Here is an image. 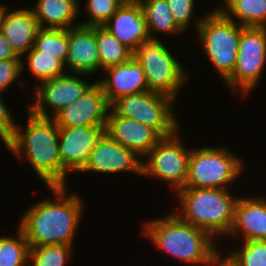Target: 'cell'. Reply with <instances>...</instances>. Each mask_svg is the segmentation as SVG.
Wrapping results in <instances>:
<instances>
[{
    "label": "cell",
    "mask_w": 266,
    "mask_h": 266,
    "mask_svg": "<svg viewBox=\"0 0 266 266\" xmlns=\"http://www.w3.org/2000/svg\"><path fill=\"white\" fill-rule=\"evenodd\" d=\"M194 0H167V5L175 23L183 30L187 31L192 14H194Z\"/></svg>",
    "instance_id": "32"
},
{
    "label": "cell",
    "mask_w": 266,
    "mask_h": 266,
    "mask_svg": "<svg viewBox=\"0 0 266 266\" xmlns=\"http://www.w3.org/2000/svg\"><path fill=\"white\" fill-rule=\"evenodd\" d=\"M219 255L209 266H233L230 261L225 257L224 259Z\"/></svg>",
    "instance_id": "35"
},
{
    "label": "cell",
    "mask_w": 266,
    "mask_h": 266,
    "mask_svg": "<svg viewBox=\"0 0 266 266\" xmlns=\"http://www.w3.org/2000/svg\"><path fill=\"white\" fill-rule=\"evenodd\" d=\"M27 53V66L38 83L66 74L64 70L65 64L60 59L43 55V52L37 51L34 47Z\"/></svg>",
    "instance_id": "26"
},
{
    "label": "cell",
    "mask_w": 266,
    "mask_h": 266,
    "mask_svg": "<svg viewBox=\"0 0 266 266\" xmlns=\"http://www.w3.org/2000/svg\"><path fill=\"white\" fill-rule=\"evenodd\" d=\"M43 55L54 56L66 63L68 55V29L39 28L34 46Z\"/></svg>",
    "instance_id": "25"
},
{
    "label": "cell",
    "mask_w": 266,
    "mask_h": 266,
    "mask_svg": "<svg viewBox=\"0 0 266 266\" xmlns=\"http://www.w3.org/2000/svg\"><path fill=\"white\" fill-rule=\"evenodd\" d=\"M25 130L16 124L8 138L7 149L26 157L35 173L47 187L66 186L58 145V126L53 118L40 117L28 111Z\"/></svg>",
    "instance_id": "2"
},
{
    "label": "cell",
    "mask_w": 266,
    "mask_h": 266,
    "mask_svg": "<svg viewBox=\"0 0 266 266\" xmlns=\"http://www.w3.org/2000/svg\"><path fill=\"white\" fill-rule=\"evenodd\" d=\"M22 266H33L32 264H31V262L29 263V260L24 264V265H22Z\"/></svg>",
    "instance_id": "39"
},
{
    "label": "cell",
    "mask_w": 266,
    "mask_h": 266,
    "mask_svg": "<svg viewBox=\"0 0 266 266\" xmlns=\"http://www.w3.org/2000/svg\"><path fill=\"white\" fill-rule=\"evenodd\" d=\"M11 115L10 110L6 107L2 97H0V131L7 139L12 135L16 127V122L13 120Z\"/></svg>",
    "instance_id": "33"
},
{
    "label": "cell",
    "mask_w": 266,
    "mask_h": 266,
    "mask_svg": "<svg viewBox=\"0 0 266 266\" xmlns=\"http://www.w3.org/2000/svg\"><path fill=\"white\" fill-rule=\"evenodd\" d=\"M224 1H225V6L227 7L234 0H224Z\"/></svg>",
    "instance_id": "38"
},
{
    "label": "cell",
    "mask_w": 266,
    "mask_h": 266,
    "mask_svg": "<svg viewBox=\"0 0 266 266\" xmlns=\"http://www.w3.org/2000/svg\"><path fill=\"white\" fill-rule=\"evenodd\" d=\"M125 0H88L85 4L89 14L87 21L79 23L83 26H103Z\"/></svg>",
    "instance_id": "30"
},
{
    "label": "cell",
    "mask_w": 266,
    "mask_h": 266,
    "mask_svg": "<svg viewBox=\"0 0 266 266\" xmlns=\"http://www.w3.org/2000/svg\"><path fill=\"white\" fill-rule=\"evenodd\" d=\"M266 63V27H244L239 38L238 56L232 75L225 81L234 92L253 91Z\"/></svg>",
    "instance_id": "10"
},
{
    "label": "cell",
    "mask_w": 266,
    "mask_h": 266,
    "mask_svg": "<svg viewBox=\"0 0 266 266\" xmlns=\"http://www.w3.org/2000/svg\"><path fill=\"white\" fill-rule=\"evenodd\" d=\"M38 22L32 9H19L7 12L2 26V33L18 57H22L33 46Z\"/></svg>",
    "instance_id": "20"
},
{
    "label": "cell",
    "mask_w": 266,
    "mask_h": 266,
    "mask_svg": "<svg viewBox=\"0 0 266 266\" xmlns=\"http://www.w3.org/2000/svg\"><path fill=\"white\" fill-rule=\"evenodd\" d=\"M105 132L118 143L132 149L140 157L145 155L163 137L153 128L128 117L117 115L111 108Z\"/></svg>",
    "instance_id": "15"
},
{
    "label": "cell",
    "mask_w": 266,
    "mask_h": 266,
    "mask_svg": "<svg viewBox=\"0 0 266 266\" xmlns=\"http://www.w3.org/2000/svg\"><path fill=\"white\" fill-rule=\"evenodd\" d=\"M18 239L0 237V266H22L29 260V245L24 232L18 227Z\"/></svg>",
    "instance_id": "27"
},
{
    "label": "cell",
    "mask_w": 266,
    "mask_h": 266,
    "mask_svg": "<svg viewBox=\"0 0 266 266\" xmlns=\"http://www.w3.org/2000/svg\"><path fill=\"white\" fill-rule=\"evenodd\" d=\"M140 160L136 152L118 143L105 132L94 146L80 172L116 174L126 170L142 175L143 161Z\"/></svg>",
    "instance_id": "13"
},
{
    "label": "cell",
    "mask_w": 266,
    "mask_h": 266,
    "mask_svg": "<svg viewBox=\"0 0 266 266\" xmlns=\"http://www.w3.org/2000/svg\"><path fill=\"white\" fill-rule=\"evenodd\" d=\"M0 138L3 141V144L8 147V139L6 138V136L0 131Z\"/></svg>",
    "instance_id": "37"
},
{
    "label": "cell",
    "mask_w": 266,
    "mask_h": 266,
    "mask_svg": "<svg viewBox=\"0 0 266 266\" xmlns=\"http://www.w3.org/2000/svg\"><path fill=\"white\" fill-rule=\"evenodd\" d=\"M229 151L211 146L191 149L184 188L227 189L226 184L240 176L244 169L241 159Z\"/></svg>",
    "instance_id": "7"
},
{
    "label": "cell",
    "mask_w": 266,
    "mask_h": 266,
    "mask_svg": "<svg viewBox=\"0 0 266 266\" xmlns=\"http://www.w3.org/2000/svg\"><path fill=\"white\" fill-rule=\"evenodd\" d=\"M79 4L77 0H38L32 10L39 28L69 29L80 25L74 24Z\"/></svg>",
    "instance_id": "21"
},
{
    "label": "cell",
    "mask_w": 266,
    "mask_h": 266,
    "mask_svg": "<svg viewBox=\"0 0 266 266\" xmlns=\"http://www.w3.org/2000/svg\"><path fill=\"white\" fill-rule=\"evenodd\" d=\"M71 251L72 246L67 244L30 247L29 262H33V266H65Z\"/></svg>",
    "instance_id": "28"
},
{
    "label": "cell",
    "mask_w": 266,
    "mask_h": 266,
    "mask_svg": "<svg viewBox=\"0 0 266 266\" xmlns=\"http://www.w3.org/2000/svg\"><path fill=\"white\" fill-rule=\"evenodd\" d=\"M103 71L108 75L98 82L110 105L120 97L149 91L145 73L134 57Z\"/></svg>",
    "instance_id": "18"
},
{
    "label": "cell",
    "mask_w": 266,
    "mask_h": 266,
    "mask_svg": "<svg viewBox=\"0 0 266 266\" xmlns=\"http://www.w3.org/2000/svg\"><path fill=\"white\" fill-rule=\"evenodd\" d=\"M106 126L58 127V145L63 168L80 172ZM71 170V171H70Z\"/></svg>",
    "instance_id": "14"
},
{
    "label": "cell",
    "mask_w": 266,
    "mask_h": 266,
    "mask_svg": "<svg viewBox=\"0 0 266 266\" xmlns=\"http://www.w3.org/2000/svg\"><path fill=\"white\" fill-rule=\"evenodd\" d=\"M242 234V242L266 240L265 198H244L240 196L235 205L234 223L230 235Z\"/></svg>",
    "instance_id": "19"
},
{
    "label": "cell",
    "mask_w": 266,
    "mask_h": 266,
    "mask_svg": "<svg viewBox=\"0 0 266 266\" xmlns=\"http://www.w3.org/2000/svg\"><path fill=\"white\" fill-rule=\"evenodd\" d=\"M133 57L142 67L149 91L165 94L176 100L178 91L188 80L180 62L167 50L160 39L142 43Z\"/></svg>",
    "instance_id": "6"
},
{
    "label": "cell",
    "mask_w": 266,
    "mask_h": 266,
    "mask_svg": "<svg viewBox=\"0 0 266 266\" xmlns=\"http://www.w3.org/2000/svg\"><path fill=\"white\" fill-rule=\"evenodd\" d=\"M180 208L176 214L190 225L216 234H229L234 223L235 205L228 189L182 188L177 192Z\"/></svg>",
    "instance_id": "4"
},
{
    "label": "cell",
    "mask_w": 266,
    "mask_h": 266,
    "mask_svg": "<svg viewBox=\"0 0 266 266\" xmlns=\"http://www.w3.org/2000/svg\"><path fill=\"white\" fill-rule=\"evenodd\" d=\"M103 27L132 52L151 40L139 2L124 1Z\"/></svg>",
    "instance_id": "16"
},
{
    "label": "cell",
    "mask_w": 266,
    "mask_h": 266,
    "mask_svg": "<svg viewBox=\"0 0 266 266\" xmlns=\"http://www.w3.org/2000/svg\"><path fill=\"white\" fill-rule=\"evenodd\" d=\"M198 19L194 24L203 51L225 82L233 73L240 33L244 27L239 25V21L237 23L235 19H229L223 12L213 11Z\"/></svg>",
    "instance_id": "5"
},
{
    "label": "cell",
    "mask_w": 266,
    "mask_h": 266,
    "mask_svg": "<svg viewBox=\"0 0 266 266\" xmlns=\"http://www.w3.org/2000/svg\"><path fill=\"white\" fill-rule=\"evenodd\" d=\"M5 59H22L18 57L12 50L9 41L6 39L4 34L0 32V60Z\"/></svg>",
    "instance_id": "34"
},
{
    "label": "cell",
    "mask_w": 266,
    "mask_h": 266,
    "mask_svg": "<svg viewBox=\"0 0 266 266\" xmlns=\"http://www.w3.org/2000/svg\"><path fill=\"white\" fill-rule=\"evenodd\" d=\"M66 64L74 75H89L99 70L96 26L77 25L68 29Z\"/></svg>",
    "instance_id": "17"
},
{
    "label": "cell",
    "mask_w": 266,
    "mask_h": 266,
    "mask_svg": "<svg viewBox=\"0 0 266 266\" xmlns=\"http://www.w3.org/2000/svg\"><path fill=\"white\" fill-rule=\"evenodd\" d=\"M173 102L175 99L165 94L145 91L120 97L110 108L117 115L137 120L155 129L162 137H168L180 130Z\"/></svg>",
    "instance_id": "8"
},
{
    "label": "cell",
    "mask_w": 266,
    "mask_h": 266,
    "mask_svg": "<svg viewBox=\"0 0 266 266\" xmlns=\"http://www.w3.org/2000/svg\"><path fill=\"white\" fill-rule=\"evenodd\" d=\"M96 42L101 70L124 63L133 57V52L103 26H96Z\"/></svg>",
    "instance_id": "23"
},
{
    "label": "cell",
    "mask_w": 266,
    "mask_h": 266,
    "mask_svg": "<svg viewBox=\"0 0 266 266\" xmlns=\"http://www.w3.org/2000/svg\"><path fill=\"white\" fill-rule=\"evenodd\" d=\"M55 197L33 204L21 218L19 228L29 247L67 244L73 246L84 204L76 195H66V186L48 187Z\"/></svg>",
    "instance_id": "1"
},
{
    "label": "cell",
    "mask_w": 266,
    "mask_h": 266,
    "mask_svg": "<svg viewBox=\"0 0 266 266\" xmlns=\"http://www.w3.org/2000/svg\"><path fill=\"white\" fill-rule=\"evenodd\" d=\"M140 5L143 10L147 29L151 39H158L155 31L164 33H184L175 23L171 10L167 5V0H141Z\"/></svg>",
    "instance_id": "22"
},
{
    "label": "cell",
    "mask_w": 266,
    "mask_h": 266,
    "mask_svg": "<svg viewBox=\"0 0 266 266\" xmlns=\"http://www.w3.org/2000/svg\"><path fill=\"white\" fill-rule=\"evenodd\" d=\"M142 231L159 250L187 264L209 266L220 255L207 231L183 221L176 213L145 223Z\"/></svg>",
    "instance_id": "3"
},
{
    "label": "cell",
    "mask_w": 266,
    "mask_h": 266,
    "mask_svg": "<svg viewBox=\"0 0 266 266\" xmlns=\"http://www.w3.org/2000/svg\"><path fill=\"white\" fill-rule=\"evenodd\" d=\"M110 103L99 82L92 83L72 104L54 117L58 127L106 126Z\"/></svg>",
    "instance_id": "12"
},
{
    "label": "cell",
    "mask_w": 266,
    "mask_h": 266,
    "mask_svg": "<svg viewBox=\"0 0 266 266\" xmlns=\"http://www.w3.org/2000/svg\"><path fill=\"white\" fill-rule=\"evenodd\" d=\"M226 258L233 266H266V240L245 241Z\"/></svg>",
    "instance_id": "29"
},
{
    "label": "cell",
    "mask_w": 266,
    "mask_h": 266,
    "mask_svg": "<svg viewBox=\"0 0 266 266\" xmlns=\"http://www.w3.org/2000/svg\"><path fill=\"white\" fill-rule=\"evenodd\" d=\"M214 11L223 12L229 19L235 17L243 27H266V0H234Z\"/></svg>",
    "instance_id": "24"
},
{
    "label": "cell",
    "mask_w": 266,
    "mask_h": 266,
    "mask_svg": "<svg viewBox=\"0 0 266 266\" xmlns=\"http://www.w3.org/2000/svg\"><path fill=\"white\" fill-rule=\"evenodd\" d=\"M7 12L8 8L6 6L0 5V32L2 31V26Z\"/></svg>",
    "instance_id": "36"
},
{
    "label": "cell",
    "mask_w": 266,
    "mask_h": 266,
    "mask_svg": "<svg viewBox=\"0 0 266 266\" xmlns=\"http://www.w3.org/2000/svg\"><path fill=\"white\" fill-rule=\"evenodd\" d=\"M127 2H140L141 0H125Z\"/></svg>",
    "instance_id": "40"
},
{
    "label": "cell",
    "mask_w": 266,
    "mask_h": 266,
    "mask_svg": "<svg viewBox=\"0 0 266 266\" xmlns=\"http://www.w3.org/2000/svg\"><path fill=\"white\" fill-rule=\"evenodd\" d=\"M178 130L168 137H163L145 155L142 162V175L156 177L171 184L175 192L185 187L188 175V161L191 149H186L181 142Z\"/></svg>",
    "instance_id": "9"
},
{
    "label": "cell",
    "mask_w": 266,
    "mask_h": 266,
    "mask_svg": "<svg viewBox=\"0 0 266 266\" xmlns=\"http://www.w3.org/2000/svg\"><path fill=\"white\" fill-rule=\"evenodd\" d=\"M25 61L22 59L0 60V92L8 89L9 85L19 79L25 67Z\"/></svg>",
    "instance_id": "31"
},
{
    "label": "cell",
    "mask_w": 266,
    "mask_h": 266,
    "mask_svg": "<svg viewBox=\"0 0 266 266\" xmlns=\"http://www.w3.org/2000/svg\"><path fill=\"white\" fill-rule=\"evenodd\" d=\"M77 75L79 73L73 76L66 72L65 75L40 82L35 88L34 101L31 105L28 103L27 109L34 115L50 117L46 111L50 107L53 118L61 109L75 102L91 85Z\"/></svg>",
    "instance_id": "11"
}]
</instances>
